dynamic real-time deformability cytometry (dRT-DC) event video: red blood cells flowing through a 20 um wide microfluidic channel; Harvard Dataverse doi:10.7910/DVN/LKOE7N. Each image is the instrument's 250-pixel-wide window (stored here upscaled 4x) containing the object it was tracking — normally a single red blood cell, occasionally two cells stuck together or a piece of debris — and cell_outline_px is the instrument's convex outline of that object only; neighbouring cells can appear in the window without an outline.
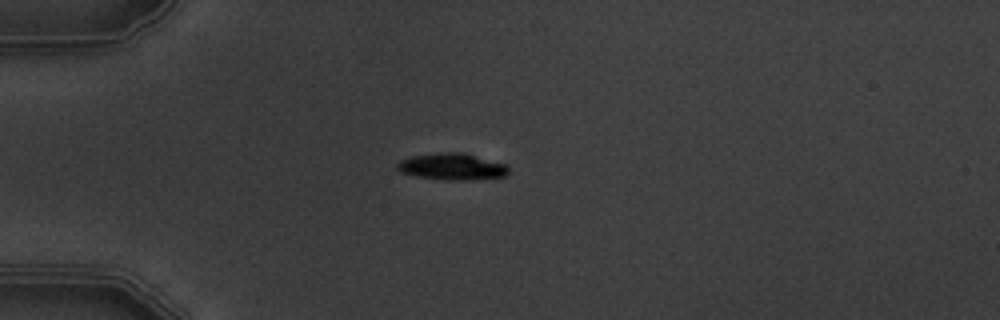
{"species": "common noctule bat (a hibernating species)", "species_latin": "Nyctalus noctula", "temperature_condition": "warm", "stored_images_in_passage": 8, "camera_frame_rate_fps": 3000, "um_per_image_px": 0.085, "animal": {"sex": "male", "body_mass_g": 19.5, "forearm_length_mm": 54.6}, "frame": {"image": 1, "passage_image": 1, "time_ms": 0.0, "image_size_px": [1000, 320], "cell_outline_px": [[508, 172], [504, 176], [464, 180], [444, 180], [416, 176], [400, 172], [396, 168], [396, 164], [400, 160], [412, 156], [440, 152], [460, 152], [504, 164], [508, 168]], "centroid_in_image_um": [38.35, 14.16], "position_along_channel_um": 46.7, "area_um2": 16.99}}